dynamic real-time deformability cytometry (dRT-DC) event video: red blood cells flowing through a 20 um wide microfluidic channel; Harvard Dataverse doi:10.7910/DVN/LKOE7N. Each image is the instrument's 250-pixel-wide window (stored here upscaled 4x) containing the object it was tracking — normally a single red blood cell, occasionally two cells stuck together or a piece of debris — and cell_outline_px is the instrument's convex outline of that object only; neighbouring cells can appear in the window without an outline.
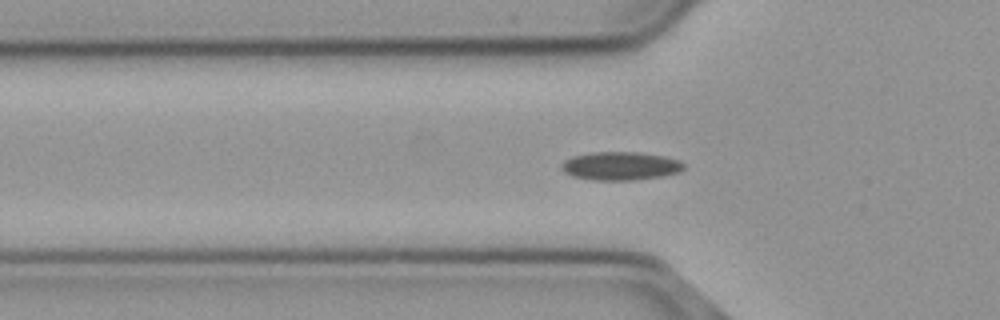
{"species": "common noctule bat (a hibernating species)", "species_latin": "Nyctalus noctula", "temperature_condition": "cold", "stored_images_in_passage": 41, "camera_frame_rate_fps": 3000, "um_per_image_px": 0.085, "animal": {"sex": "male", "body_mass_g": 23.1, "forearm_length_mm": 52.7}, "frame": {"image": 1, "passage_image": 3, "time_ms": 0.667, "image_size_px": [1000, 320], "cell_outline_px": [[684, 168], [680, 172], [664, 176], [632, 180], [592, 180], [572, 176], [564, 172], [560, 168], [560, 164], [564, 160], [572, 156], [592, 152], [640, 152], [664, 156], [680, 160], [684, 164]], "centroid_in_image_um": [52.73, 14.1], "position_along_channel_um": 73.1, "area_um2": 20.46}}
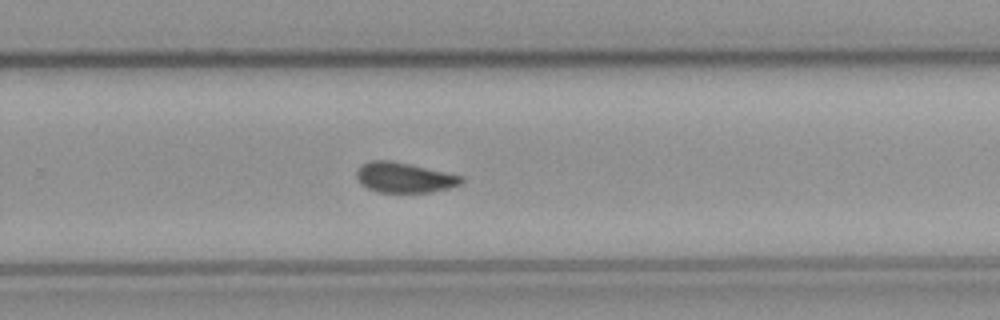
{"frame": {"image": 2, "passage_image": 21, "time_ms": 6.667, "image_size_px": [1000, 320], "cell_outline_px": [[464, 180], [460, 184], [448, 188], [432, 192], [376, 192], [368, 188], [356, 176], [356, 172], [364, 164], [372, 160], [388, 160], [408, 164], [444, 172], [460, 176]], "centroid_in_image_um": [34.36, 15.1], "position_along_channel_um": 295.4, "area_um2": 17.86}}
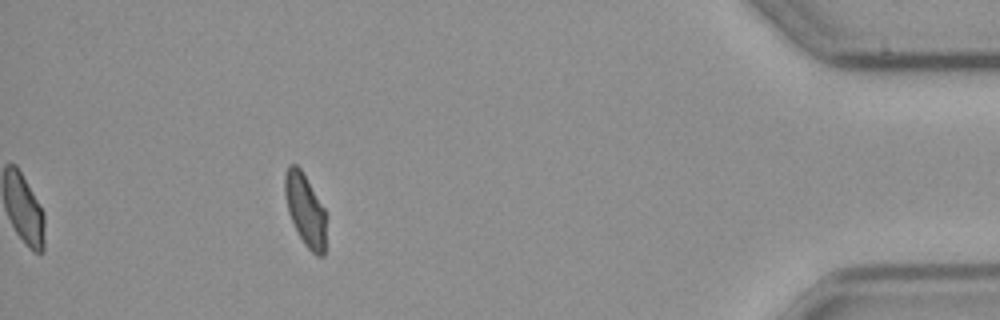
{"frame": {"image": 3, "passage_image": 35, "time_ms": 11.333, "image_size_px": [1000, 320], "cell_outline_px": [[324, 256], [316, 256], [304, 244], [288, 212], [284, 192], [284, 176], [288, 164], [296, 164], [300, 168], [324, 208]], "centroid_in_image_um": [25.91, 17.8], "position_along_channel_um": 409.3, "area_um2": 16.88}, "authors_computed_cell_mechanics": {"area_um2": 18.785, "velocity_mm_per_s": 3.6958, "shape_relaxation_time_tau1_ms": null, "shape_relaxation_time_tau2_ms": 5.3866, "deformation_change_tau1": null, "deformation_change_tau2": 0.0845}}